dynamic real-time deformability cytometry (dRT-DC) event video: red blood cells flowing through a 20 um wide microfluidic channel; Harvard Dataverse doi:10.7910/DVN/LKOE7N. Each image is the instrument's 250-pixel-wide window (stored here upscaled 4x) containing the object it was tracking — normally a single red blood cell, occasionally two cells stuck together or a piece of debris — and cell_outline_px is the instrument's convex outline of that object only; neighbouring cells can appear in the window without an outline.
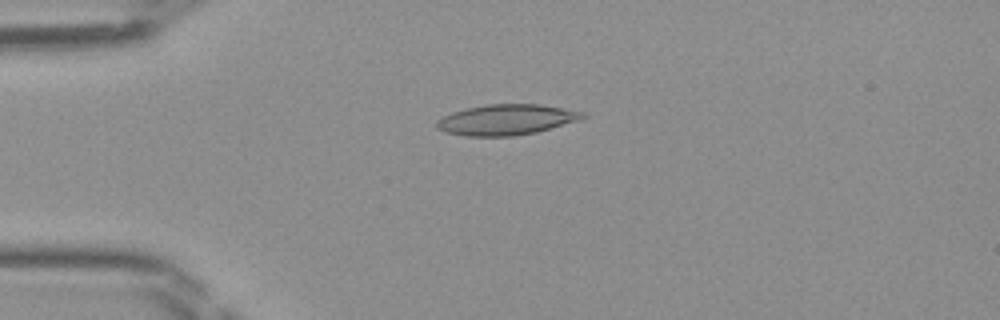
{"species": "Egyptian fruit bat (a non-hibernating species)", "species_latin": "Rousettus aegyptiacus", "temperature_condition": "room temperature", "stored_images_in_passage": 47, "camera_frame_rate_fps": 3000, "um_per_image_px": 0.085, "frame": {"image": 1, "passage_image": 12, "time_ms": 3.667, "image_size_px": [1000, 320], "cell_outline_px": [[588, 116], [576, 120], [536, 132], [512, 136], [468, 136], [448, 132], [436, 128], [436, 120], [452, 112], [464, 108], [488, 104], [540, 104], [584, 112]], "centroid_in_image_um": [43.0, 10.16], "position_along_channel_um": 42.0, "area_um2": 25.72}}
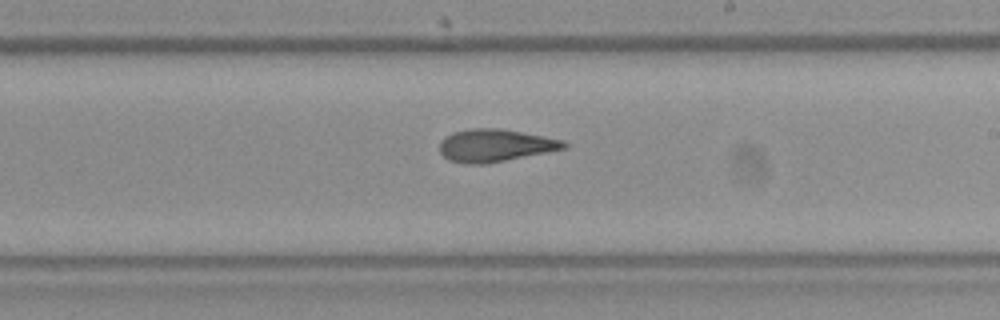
{"frame": {"image": 2, "passage_image": 28, "time_ms": 9.0, "image_size_px": [1000, 320], "cell_outline_px": [[568, 148], [484, 164], [464, 164], [448, 160], [440, 152], [440, 140], [444, 136], [452, 132], [472, 128], [500, 128], [564, 140], [568, 144]], "centroid_in_image_um": [42.06, 12.36], "position_along_channel_um": 246.9, "area_um2": 23.64}}
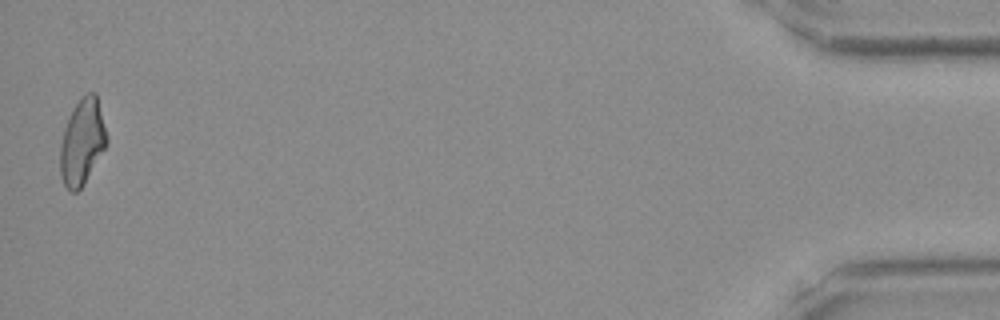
{"frame": {"image": 3, "passage_image": 47, "time_ms": 15.333, "image_size_px": [1000, 320], "cell_outline_px": [[108, 144], [84, 184], [76, 192], [72, 192], [64, 184], [60, 176], [60, 144], [64, 128], [80, 96], [88, 92], [96, 92], [108, 136]], "centroid_in_image_um": [7.01, 12.05], "position_along_channel_um": 428.2, "area_um2": 23.41}}